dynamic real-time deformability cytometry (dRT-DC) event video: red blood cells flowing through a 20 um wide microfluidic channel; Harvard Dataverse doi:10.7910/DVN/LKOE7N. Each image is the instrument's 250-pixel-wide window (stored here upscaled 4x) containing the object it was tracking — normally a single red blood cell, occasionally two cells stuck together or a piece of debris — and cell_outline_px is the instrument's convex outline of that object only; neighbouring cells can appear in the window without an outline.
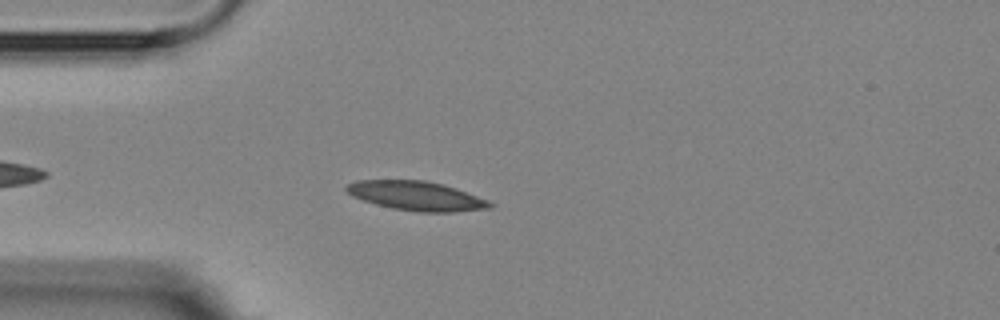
{"species": "Egyptian fruit bat (a non-hibernating species)", "species_latin": "Rousettus aegyptiacus", "temperature_condition": "room temperature", "stored_images_in_passage": 4, "camera_frame_rate_fps": 3000, "um_per_image_px": 0.085, "animal": {"sex": "female"}, "frame": {"image": 1, "passage_image": 3, "time_ms": 3.333, "image_size_px": [1000, 320], "cell_outline_px": [[496, 204], [492, 208], [456, 212], [416, 212], [392, 208], [376, 204], [352, 196], [344, 188], [348, 184], [356, 180], [424, 180], [444, 184], [456, 188], [488, 200]], "centroid_in_image_um": [35.44, 16.65], "position_along_channel_um": 49.6, "area_um2": 24.57}}